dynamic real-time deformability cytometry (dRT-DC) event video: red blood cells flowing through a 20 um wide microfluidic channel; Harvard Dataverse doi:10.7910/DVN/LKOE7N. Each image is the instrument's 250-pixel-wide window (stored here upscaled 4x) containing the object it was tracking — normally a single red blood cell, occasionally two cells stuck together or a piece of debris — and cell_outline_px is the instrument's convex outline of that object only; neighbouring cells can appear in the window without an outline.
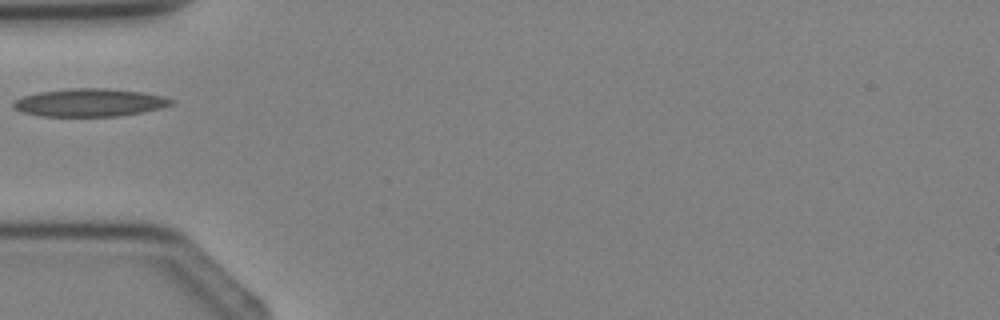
{"species": "Egyptian fruit bat (a non-hibernating species)", "species_latin": "Rousettus aegyptiacus", "temperature_condition": "cold", "stored_images_in_passage": 1, "camera_frame_rate_fps": 3000, "um_per_image_px": 0.085, "animal": {"sex": "female"}, "frame": {"image": 1, "passage_image": 1, "time_ms": 0.0, "image_size_px": [1000, 320], "cell_outline_px": [[176, 100], [172, 104], [160, 108], [140, 112], [116, 116], [40, 116], [24, 112], [16, 108], [12, 104], [16, 100], [24, 96], [40, 92], [72, 88], [104, 88], [144, 92]], "centroid_in_image_um": [7.64, 8.71], "position_along_channel_um": 77.4, "area_um2": 25.26}}